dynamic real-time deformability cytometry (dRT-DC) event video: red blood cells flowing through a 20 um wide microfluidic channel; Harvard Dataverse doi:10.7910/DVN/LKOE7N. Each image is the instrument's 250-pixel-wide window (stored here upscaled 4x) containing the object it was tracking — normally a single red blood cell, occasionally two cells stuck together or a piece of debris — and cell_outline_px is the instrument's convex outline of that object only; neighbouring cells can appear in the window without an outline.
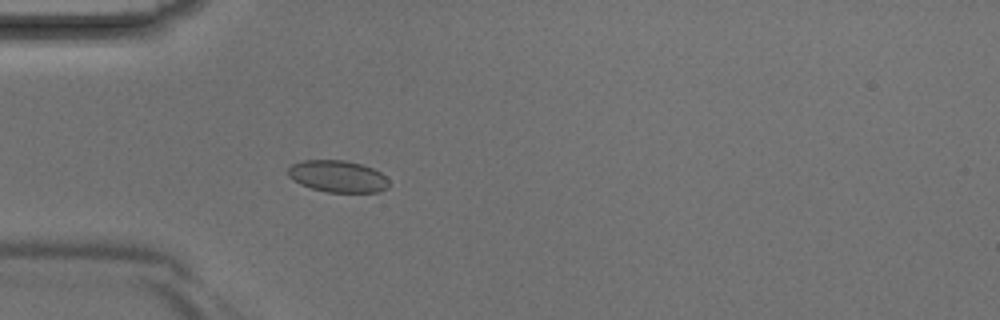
{"species": "Egyptian fruit bat (a non-hibernating species)", "species_latin": "Rousettus aegyptiacus", "temperature_condition": "room temperature", "stored_images_in_passage": 4, "camera_frame_rate_fps": 3000, "um_per_image_px": 0.085, "animal": {"sex": "male"}, "frame": {"image": 1, "passage_image": 4, "time_ms": 1.0, "image_size_px": [1000, 320], "cell_outline_px": [[388, 188], [380, 192], [328, 192], [312, 188], [300, 184], [292, 180], [288, 176], [288, 168], [292, 164], [304, 160], [344, 160], [360, 164], [372, 168], [380, 172], [388, 180]], "centroid_in_image_um": [28.69, 14.99], "position_along_channel_um": 56.3, "area_um2": 18.67}}